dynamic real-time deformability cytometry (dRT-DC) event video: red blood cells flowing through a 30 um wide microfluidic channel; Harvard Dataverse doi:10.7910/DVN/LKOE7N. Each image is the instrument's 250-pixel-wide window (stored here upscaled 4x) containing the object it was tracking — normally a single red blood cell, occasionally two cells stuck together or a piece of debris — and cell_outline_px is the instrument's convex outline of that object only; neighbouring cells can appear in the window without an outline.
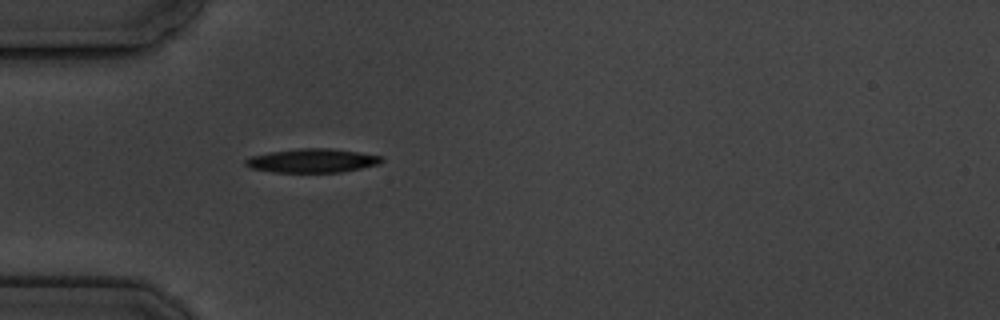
{"species": "common noctule bat (a hibernating species)", "species_latin": "Nyctalus noctula", "temperature_condition": "cold", "stored_images_in_passage": 4, "camera_frame_rate_fps": 3000, "um_per_image_px": 0.085, "animal": {"sex": "male", "body_mass_g": 19.5, "forearm_length_mm": 54.6}, "frame": {"image": 1, "passage_image": 4, "time_ms": 3.667, "image_size_px": [1000, 320], "cell_outline_px": [[384, 160], [380, 164], [340, 172], [272, 172], [252, 168], [244, 164], [244, 160], [248, 156], [268, 152], [300, 148], [332, 148], [360, 152], [384, 156]], "centroid_in_image_um": [26.55, 13.64], "position_along_channel_um": 58.5, "area_um2": 19.13}}